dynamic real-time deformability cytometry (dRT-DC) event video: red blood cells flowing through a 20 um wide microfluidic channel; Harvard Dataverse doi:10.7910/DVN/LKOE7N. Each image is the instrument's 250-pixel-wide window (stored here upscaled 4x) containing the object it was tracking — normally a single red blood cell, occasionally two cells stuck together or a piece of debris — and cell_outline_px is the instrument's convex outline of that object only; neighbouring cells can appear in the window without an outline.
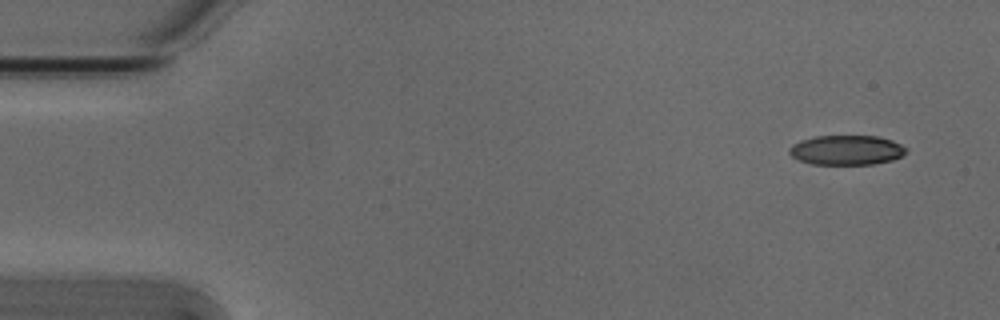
{"species": "Egyptian fruit bat (a non-hibernating species)", "species_latin": "Rousettus aegyptiacus", "temperature_condition": "cold", "stored_images_in_passage": 5, "camera_frame_rate_fps": 3000, "um_per_image_px": 0.085, "animal": {"sex": "male"}, "frame": {"image": 1, "passage_image": 1, "time_ms": 0.0, "image_size_px": [1000, 320], "cell_outline_px": [[908, 148], [900, 156], [892, 160], [872, 164], [812, 164], [800, 160], [792, 156], [788, 152], [788, 148], [792, 144], [800, 140], [816, 136], [876, 136], [892, 140]], "centroid_in_image_um": [71.92, 12.75], "position_along_channel_um": 13.1, "area_um2": 20.11}}
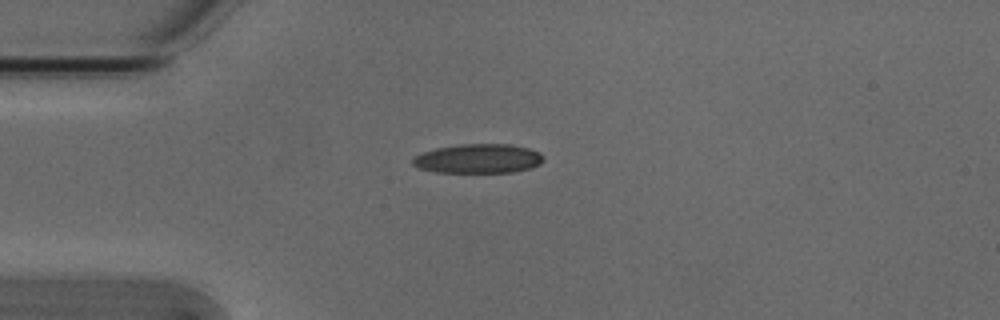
{"frame": {"image": 2, "passage_image": 4, "time_ms": 1.0, "image_size_px": [1000, 320], "cell_outline_px": [[544, 160], [540, 164], [532, 168], [512, 172], [436, 172], [420, 168], [412, 164], [412, 160], [416, 156], [424, 152], [436, 148], [456, 144], [512, 144], [528, 148], [540, 152], [544, 156]], "centroid_in_image_um": [40.7, 13.47], "position_along_channel_um": 44.3, "area_um2": 22.37}}
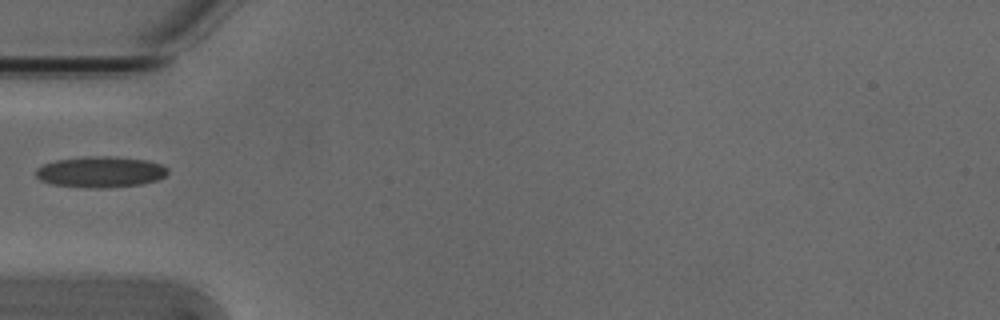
{"frame": {"image": 3, "passage_image": 5, "time_ms": 1.333, "image_size_px": [1000, 320], "cell_outline_px": [[168, 172], [164, 176], [156, 180], [140, 184], [104, 188], [88, 188], [52, 184], [40, 180], [36, 176], [36, 168], [44, 164], [56, 160], [84, 156], [116, 156], [148, 160], [160, 164], [168, 168]], "centroid_in_image_um": [8.53, 14.6], "position_along_channel_um": 76.5, "area_um2": 23.93}}